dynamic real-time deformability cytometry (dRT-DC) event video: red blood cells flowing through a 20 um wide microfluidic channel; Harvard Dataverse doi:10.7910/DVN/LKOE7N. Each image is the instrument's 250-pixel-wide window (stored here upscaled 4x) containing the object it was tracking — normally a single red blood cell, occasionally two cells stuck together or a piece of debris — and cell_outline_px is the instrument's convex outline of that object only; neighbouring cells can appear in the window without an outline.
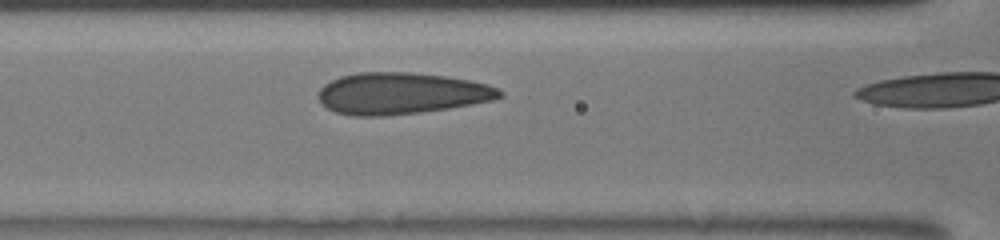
{"species": "human", "species_latin": "Homo sapiens", "temperature_condition": "room temperature", "stored_images_in_passage": 5, "segment_of_instrument_passage": [1, 2], "camera_frame_rate_fps": 3000, "um_per_image_px": 0.085, "donor": {"sex": "male"}, "frame": {"image": 1, "passage_image": 4, "time_ms": 1.667, "image_size_px": [1000, 240], "cell_outline_px": [[504, 96], [492, 100], [472, 104], [448, 108], [420, 112], [384, 116], [352, 116], [336, 112], [328, 108], [320, 100], [320, 88], [324, 84], [340, 76], [360, 72], [408, 72], [444, 76], [468, 80], [488, 84], [500, 88], [504, 92]], "centroid_in_image_um": [34.14, 7.94], "position_along_channel_um": 132.5, "area_um2": 43.81}}